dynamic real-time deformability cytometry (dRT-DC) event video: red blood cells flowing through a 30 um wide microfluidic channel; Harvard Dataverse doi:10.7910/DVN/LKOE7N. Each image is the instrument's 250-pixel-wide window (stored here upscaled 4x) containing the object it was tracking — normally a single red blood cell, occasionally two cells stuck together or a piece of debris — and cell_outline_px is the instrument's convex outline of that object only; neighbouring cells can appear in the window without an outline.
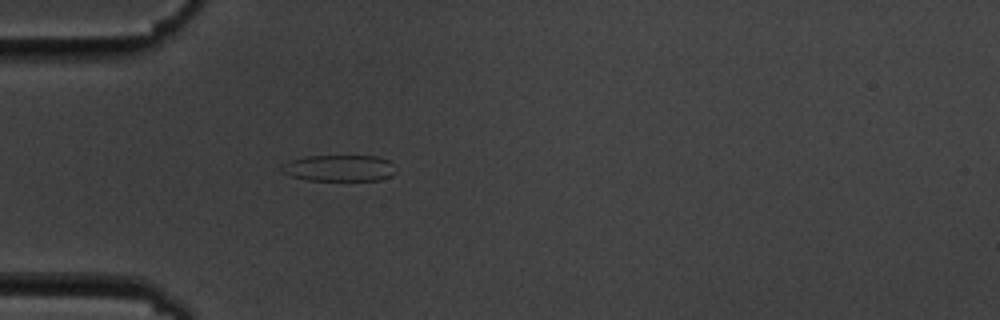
{"species": "common noctule bat (a hibernating species)", "species_latin": "Nyctalus noctula", "temperature_condition": "cold", "stored_images_in_passage": 4, "camera_frame_rate_fps": 3000, "um_per_image_px": 0.085, "animal": {"sex": "male", "body_mass_g": 19.5, "forearm_length_mm": 54.6}, "frame": {"image": 1, "passage_image": 4, "time_ms": 4.333, "image_size_px": [1000, 320], "cell_outline_px": [[396, 172], [392, 176], [380, 180], [308, 180], [292, 176], [280, 172], [280, 164], [288, 160], [304, 156], [376, 156], [388, 160], [392, 164]], "centroid_in_image_um": [28.78, 14.28], "position_along_channel_um": 56.2, "area_um2": 17.74}}